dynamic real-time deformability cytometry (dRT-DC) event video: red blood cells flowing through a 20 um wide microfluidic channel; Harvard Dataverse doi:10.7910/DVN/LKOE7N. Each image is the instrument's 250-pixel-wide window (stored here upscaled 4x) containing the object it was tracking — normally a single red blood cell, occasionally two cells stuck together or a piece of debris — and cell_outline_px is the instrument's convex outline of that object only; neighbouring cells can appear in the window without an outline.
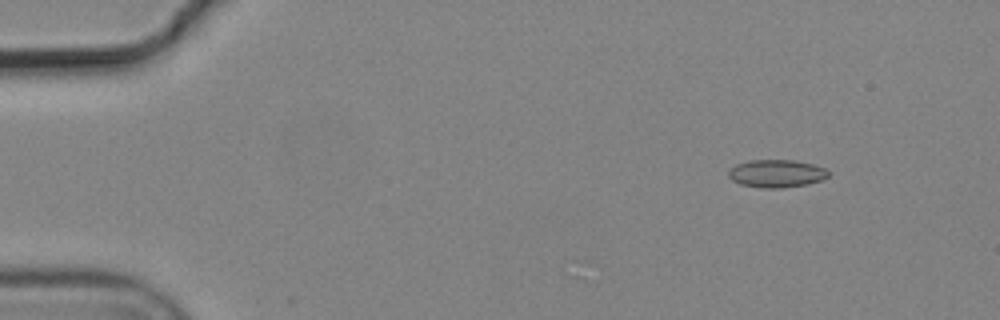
{"species": "common noctule bat (a hibernating species)", "species_latin": "Nyctalus noctula", "temperature_condition": "cold", "stored_images_in_passage": 5, "camera_frame_rate_fps": 3000, "um_per_image_px": 0.085, "animal": {"sex": "male", "body_mass_g": 19.2, "forearm_length_mm": 51.8}, "frame": {"image": 1, "passage_image": 2, "time_ms": 0.333, "image_size_px": [1000, 320], "cell_outline_px": [[828, 176], [820, 180], [808, 184], [784, 188], [760, 188], [740, 184], [732, 180], [728, 176], [728, 172], [736, 164], [748, 160], [796, 160], [812, 164], [824, 168], [828, 172]], "centroid_in_image_um": [65.98, 14.75], "position_along_channel_um": 19.0, "area_um2": 16.18}}
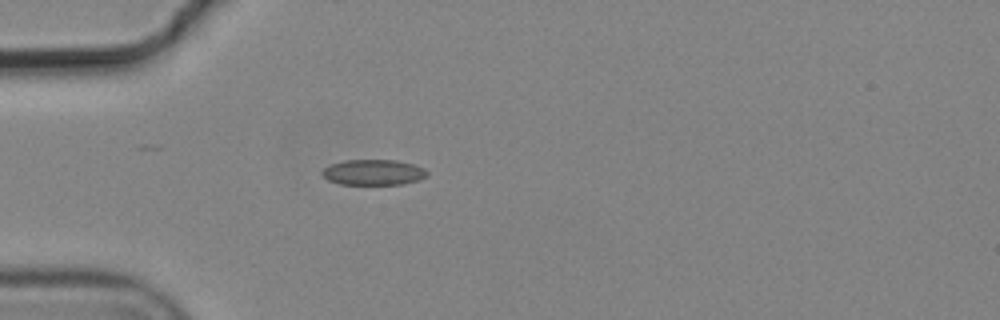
{"frame": {"image": 2, "passage_image": 5, "time_ms": 1.333, "image_size_px": [1000, 320], "cell_outline_px": [[428, 176], [416, 180], [400, 184], [340, 184], [328, 180], [320, 172], [324, 168], [332, 164], [344, 160], [396, 160], [412, 164], [424, 168], [428, 172]], "centroid_in_image_um": [31.73, 14.64], "position_along_channel_um": 53.3, "area_um2": 15.49}}